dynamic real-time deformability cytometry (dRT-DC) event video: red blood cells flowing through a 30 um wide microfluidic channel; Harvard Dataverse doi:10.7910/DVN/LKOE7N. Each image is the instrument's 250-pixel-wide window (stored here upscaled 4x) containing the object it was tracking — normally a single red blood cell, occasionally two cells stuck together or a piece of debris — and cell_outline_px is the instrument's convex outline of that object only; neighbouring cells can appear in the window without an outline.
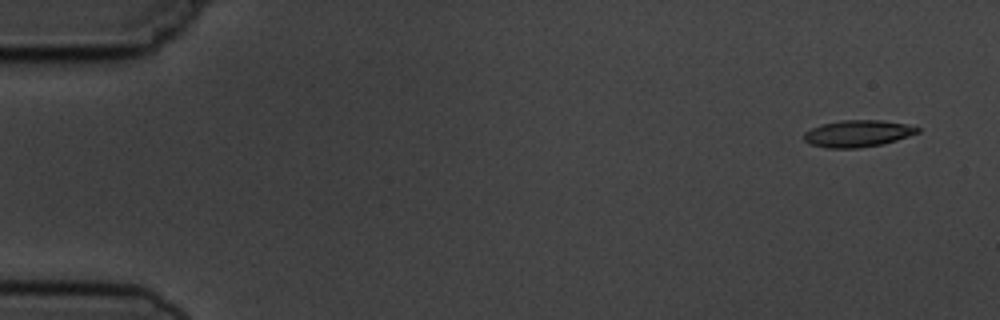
{"species": "common noctule bat (a hibernating species)", "species_latin": "Nyctalus noctula", "temperature_condition": "cold", "stored_images_in_passage": 8, "camera_frame_rate_fps": 3000, "um_per_image_px": 0.085, "animal": {"sex": "male", "body_mass_g": 19.5, "forearm_length_mm": 54.6}, "frame": {"image": 1, "passage_image": 1, "time_ms": 0.0, "image_size_px": [1000, 320], "cell_outline_px": [[920, 132], [884, 144], [860, 148], [828, 148], [812, 144], [804, 140], [804, 132], [820, 124], [840, 120], [880, 120], [904, 124], [920, 128]], "centroid_in_image_um": [72.89, 11.35], "position_along_channel_um": 12.1, "area_um2": 17.69}}
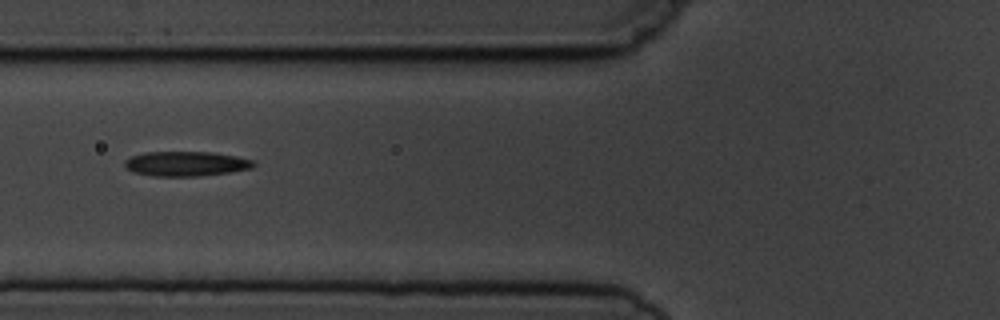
{"frame": {"image": 2, "passage_image": 6, "time_ms": 6.0, "image_size_px": [1000, 320], "cell_outline_px": [[256, 164], [252, 168], [228, 172], [200, 176], [152, 176], [132, 172], [124, 164], [124, 160], [132, 156], [144, 152], [212, 152], [236, 156], [252, 160]], "centroid_in_image_um": [15.79, 13.92], "position_along_channel_um": 110.0, "area_um2": 18.55}}
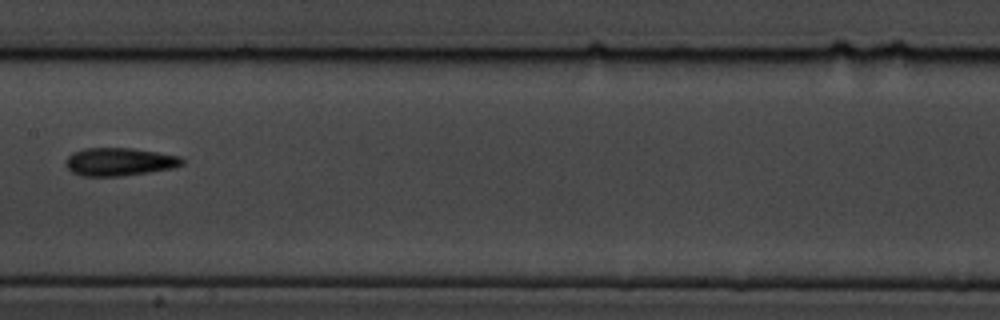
{"frame": {"image": 3, "passage_image": 8, "time_ms": 8.333, "image_size_px": [1000, 320], "cell_outline_px": [[184, 164], [172, 168], [148, 172], [120, 176], [80, 176], [72, 172], [64, 164], [64, 160], [72, 152], [84, 148], [132, 148], [180, 156], [184, 160]], "centroid_in_image_um": [10.1, 13.75], "position_along_channel_um": 197.3, "area_um2": 19.07}}